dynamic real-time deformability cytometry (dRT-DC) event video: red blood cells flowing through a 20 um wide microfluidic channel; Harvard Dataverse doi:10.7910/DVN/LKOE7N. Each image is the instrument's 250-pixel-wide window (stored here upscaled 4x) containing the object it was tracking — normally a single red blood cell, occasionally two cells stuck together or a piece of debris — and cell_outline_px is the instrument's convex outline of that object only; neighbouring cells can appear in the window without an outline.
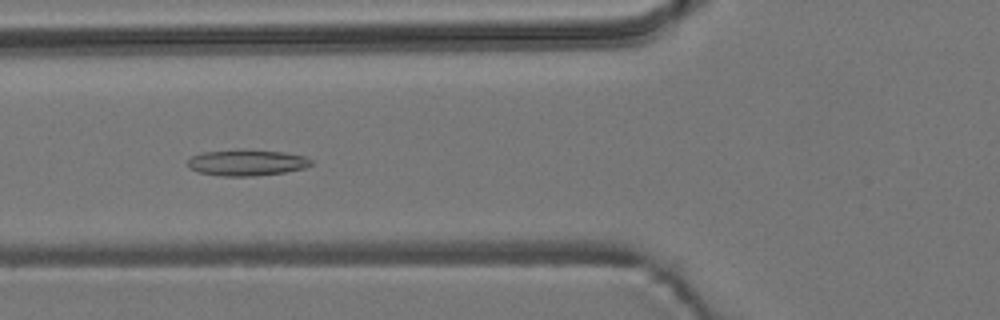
{"species": "common noctule bat (a hibernating species)", "species_latin": "Nyctalus noctula", "temperature_condition": "room temperature", "stored_images_in_passage": 46, "camera_frame_rate_fps": 3000, "um_per_image_px": 0.085, "animal": {"sex": "male", "body_mass_g": 19.2, "forearm_length_mm": 51.8}, "frame": {"image": 1, "passage_image": 15, "time_ms": 4.667, "image_size_px": [1000, 320], "cell_outline_px": [[312, 164], [304, 168], [284, 172], [256, 176], [224, 176], [200, 172], [188, 168], [188, 160], [192, 156], [200, 152], [284, 152], [304, 156], [312, 160]], "centroid_in_image_um": [20.98, 13.87], "position_along_channel_um": 104.8, "area_um2": 17.86}}
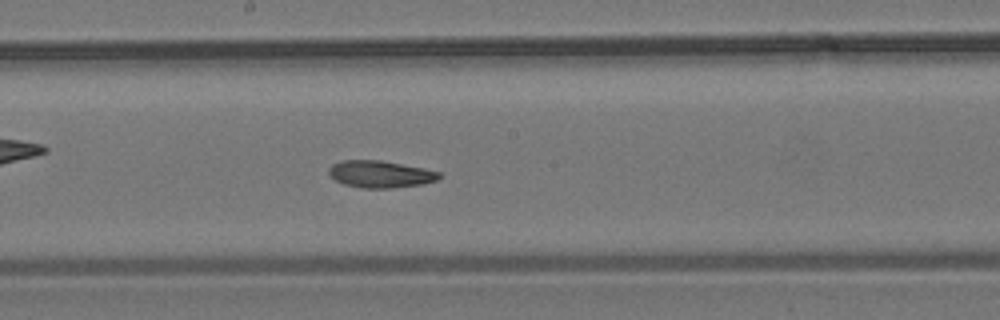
{"frame": {"image": 2, "passage_image": 24, "time_ms": 7.667, "image_size_px": [1000, 320], "cell_outline_px": [[440, 176], [436, 180], [424, 184], [392, 188], [364, 188], [344, 184], [336, 180], [328, 172], [328, 168], [332, 164], [340, 160], [380, 160], [424, 168], [440, 172]], "centroid_in_image_um": [32.32, 14.8], "position_along_channel_um": 215.9, "area_um2": 17.34}}
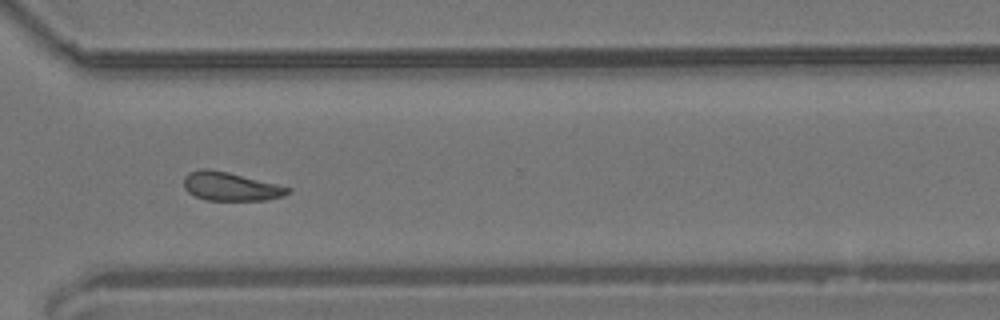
{"frame": {"image": 3, "passage_image": 35, "time_ms": 11.333, "image_size_px": [1000, 320], "cell_outline_px": [[292, 192], [284, 196], [268, 200], [204, 200], [188, 192], [184, 188], [184, 176], [188, 172], [200, 168], [208, 168], [228, 172], [292, 188]], "centroid_in_image_um": [19.59, 15.85], "position_along_channel_um": 351.0, "area_um2": 17.46}, "authors_computed_cell_mechanics": {"area_um2": 17.629, "velocity_mm_per_s": 3.6901, "shape_relaxation_time_tau1_ms": 5.1054, "shape_relaxation_time_tau2_ms": null, "deformation_change_tau1": 0.1164, "deformation_change_tau2": null}}